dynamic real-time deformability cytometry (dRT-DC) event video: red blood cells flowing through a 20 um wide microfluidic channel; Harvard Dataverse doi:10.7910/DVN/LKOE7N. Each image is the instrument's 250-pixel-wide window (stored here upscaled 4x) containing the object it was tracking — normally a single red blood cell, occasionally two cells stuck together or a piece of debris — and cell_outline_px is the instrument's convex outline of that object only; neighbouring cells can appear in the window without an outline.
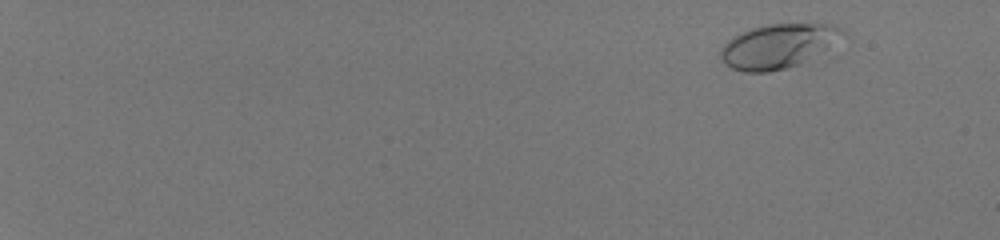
{"species": "human", "species_latin": "Homo sapiens", "temperature_condition": "room temperature", "stored_images_in_passage": 56, "camera_frame_rate_fps": 3000, "um_per_image_px": 0.085, "donor": {"sex": "male"}, "frame": {"image": 1, "passage_image": 6, "time_ms": 1.667, "image_size_px": [1000, 240], "cell_outline_px": [[848, 36], [800, 64], [768, 72], [744, 72], [732, 68], [724, 64], [720, 56], [720, 48], [732, 36], [752, 28], [768, 24], [832, 24], [844, 28], [848, 32]], "centroid_in_image_um": [66.18, 3.9], "position_along_channel_um": 18.8, "area_um2": 31.67}}
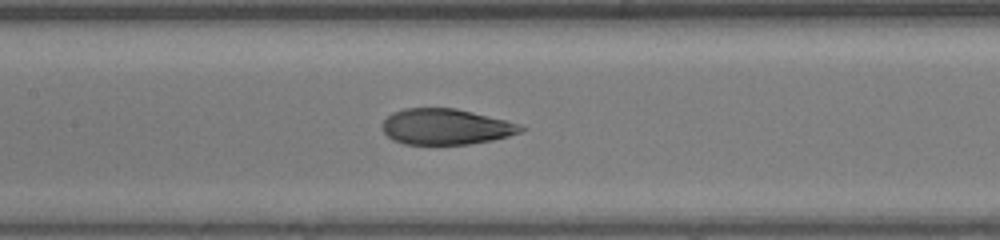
{"frame": {"image": 2, "passage_image": 33, "time_ms": 10.667, "image_size_px": [1000, 240], "cell_outline_px": [[528, 128], [520, 132], [508, 136], [492, 140], [468, 144], [404, 144], [392, 140], [380, 128], [380, 124], [392, 112], [404, 108], [456, 108], [504, 120]], "centroid_in_image_um": [37.83, 10.77], "position_along_channel_um": 169.6, "area_um2": 28.84}}
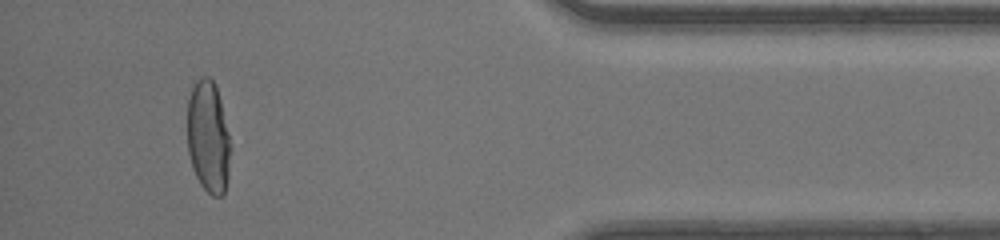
{"frame": {"image": 3, "passage_image": 53, "time_ms": 17.333, "image_size_px": [1000, 240], "cell_outline_px": [[228, 180], [224, 196], [212, 196], [200, 184], [192, 168], [188, 152], [188, 100], [192, 88], [196, 80], [200, 76], [208, 76], [216, 84], [228, 132]], "centroid_in_image_um": [17.68, 11.64], "position_along_channel_um": 417.5, "area_um2": 27.92}, "authors_computed_cell_mechanics": {"area_um2": 29.9115, "velocity_mm_per_s": 4.162, "shape_relaxation_time_tau1_ms": 7.9641, "shape_relaxation_time_tau2_ms": 0.7458, "deformation_change_tau1": 0.2826, "deformation_change_tau2": 0.075}}